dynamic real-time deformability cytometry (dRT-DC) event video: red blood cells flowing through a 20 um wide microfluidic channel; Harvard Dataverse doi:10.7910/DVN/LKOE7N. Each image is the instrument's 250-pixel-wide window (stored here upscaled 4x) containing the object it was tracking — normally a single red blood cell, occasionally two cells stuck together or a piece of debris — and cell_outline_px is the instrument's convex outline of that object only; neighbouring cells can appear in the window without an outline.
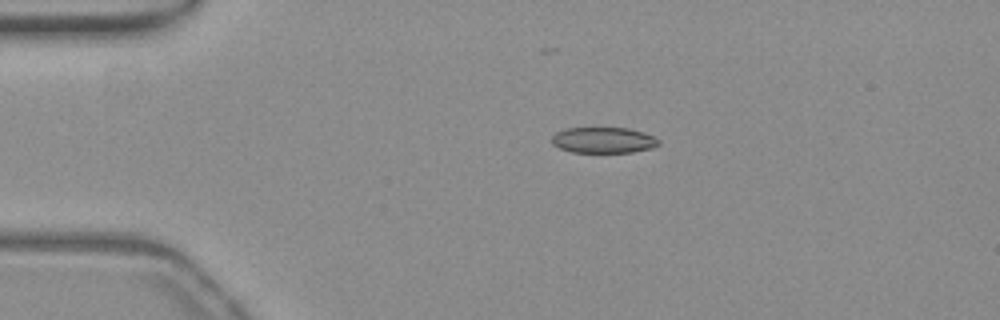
{"species": "common noctule bat (a hibernating species)", "species_latin": "Nyctalus noctula", "temperature_condition": "warm", "stored_images_in_passage": 22, "camera_frame_rate_fps": 3000, "um_per_image_px": 0.085, "animal": {"sex": "female", "body_mass_g": 19.3, "forearm_length_mm": 54.1}, "frame": {"image": 1, "passage_image": 1, "time_ms": 0.0, "image_size_px": [1000, 320], "cell_outline_px": [[660, 144], [652, 148], [632, 152], [572, 152], [560, 148], [552, 144], [552, 136], [556, 132], [568, 128], [628, 128], [644, 132], [660, 140]], "centroid_in_image_um": [51.31, 11.91], "position_along_channel_um": 33.7, "area_um2": 16.07}}
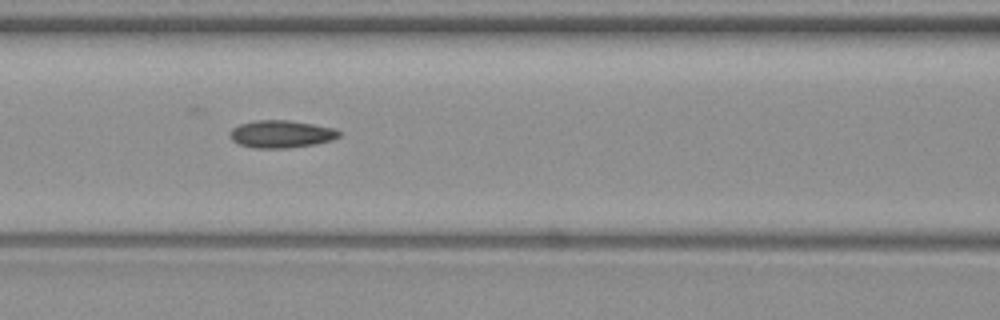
{"frame": {"image": 2, "passage_image": 13, "time_ms": 4.0, "image_size_px": [1000, 320], "cell_outline_px": [[340, 136], [332, 140], [316, 144], [288, 148], [252, 148], [240, 144], [232, 140], [228, 136], [232, 128], [240, 124], [256, 120], [288, 120], [336, 128], [340, 132]], "centroid_in_image_um": [23.9, 11.4], "position_along_channel_um": 142.7, "area_um2": 17.57}}
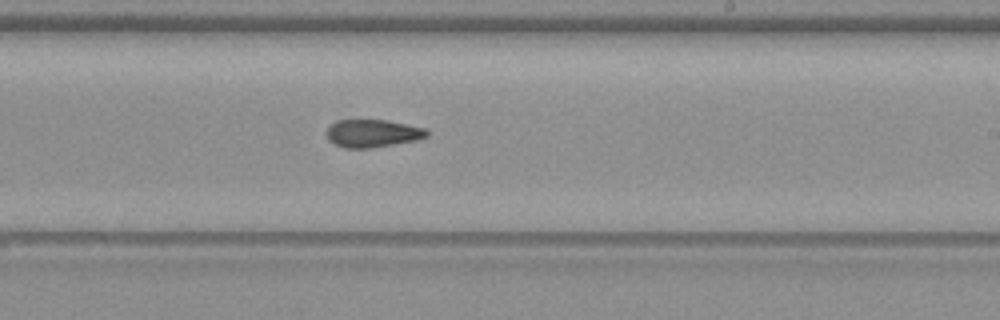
{"frame": {"image": 3, "passage_image": 22, "time_ms": 7.0, "image_size_px": [1000, 320], "cell_outline_px": [[428, 136], [416, 140], [372, 148], [344, 148], [332, 144], [328, 140], [328, 128], [336, 120], [388, 120], [428, 128]], "centroid_in_image_um": [31.69, 11.34], "position_along_channel_um": 257.3, "area_um2": 16.36}}